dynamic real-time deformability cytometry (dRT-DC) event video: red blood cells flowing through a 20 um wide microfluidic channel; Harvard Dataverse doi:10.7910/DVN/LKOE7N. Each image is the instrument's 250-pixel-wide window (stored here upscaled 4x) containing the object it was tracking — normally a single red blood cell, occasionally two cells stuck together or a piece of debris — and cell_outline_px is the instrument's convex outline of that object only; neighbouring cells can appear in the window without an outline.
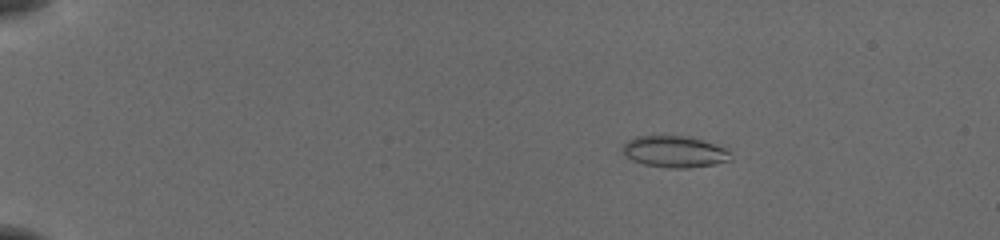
{"species": "common noctule bat (a hibernating species)", "species_latin": "Nyctalus noctula", "temperature_condition": "cold", "stored_images_in_passage": 55, "camera_frame_rate_fps": 3000, "um_per_image_px": 0.085, "animal": {"sex": "female", "body_mass_g": 19.5, "forearm_length_mm": 54.1}, "frame": {"image": 1, "passage_image": 10, "time_ms": 3.0, "image_size_px": [1000, 240], "cell_outline_px": [[732, 160], [712, 164], [688, 168], [668, 168], [644, 164], [632, 160], [620, 148], [628, 140], [636, 136], [680, 136], [700, 140], [728, 148]], "centroid_in_image_um": [57.33, 12.9], "position_along_channel_um": 27.7, "area_um2": 19.59}}
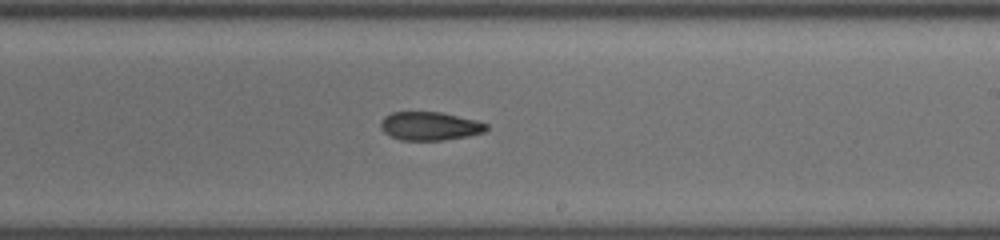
{"frame": {"image": 2, "passage_image": 35, "time_ms": 11.333, "image_size_px": [1000, 240], "cell_outline_px": [[488, 128], [484, 132], [468, 136], [444, 140], [400, 140], [384, 132], [380, 124], [384, 116], [392, 112], [440, 112], [476, 120], [488, 124]], "centroid_in_image_um": [36.55, 10.71], "position_along_channel_um": 252.5, "area_um2": 17.46}}
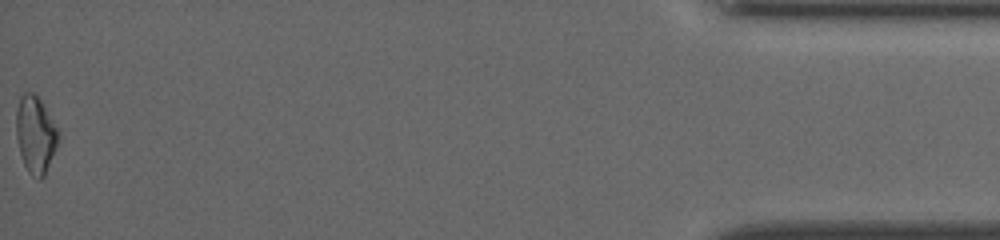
{"frame": {"image": 3, "passage_image": 55, "time_ms": 18.0, "image_size_px": [1000, 240], "cell_outline_px": [[60, 136], [44, 176], [40, 180], [28, 172], [24, 164], [20, 152], [16, 136], [16, 108], [20, 96], [24, 92], [32, 92], [40, 100], [56, 128]], "centroid_in_image_um": [2.98, 11.43], "position_along_channel_um": 432.2, "area_um2": 18.5}, "authors_computed_cell_mechanics": {"area_um2": 18.3804, "velocity_mm_per_s": 3.9134, "shape_relaxation_time_tau1_ms": 9.5225, "shape_relaxation_time_tau2_ms": 8.8002, "deformation_change_tau1": 0.2148, "deformation_change_tau2": 0.1909}}